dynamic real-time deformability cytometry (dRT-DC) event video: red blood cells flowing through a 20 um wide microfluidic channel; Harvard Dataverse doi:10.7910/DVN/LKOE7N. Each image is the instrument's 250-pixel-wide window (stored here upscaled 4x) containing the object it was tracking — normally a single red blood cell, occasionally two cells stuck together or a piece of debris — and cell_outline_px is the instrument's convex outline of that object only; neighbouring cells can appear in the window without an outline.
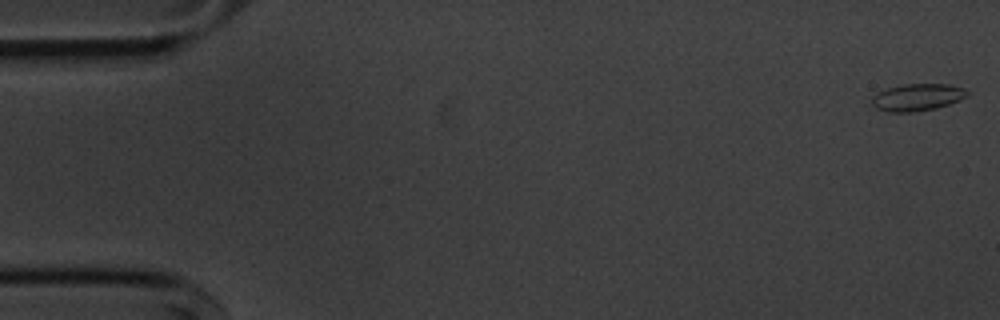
{"species": "common noctule bat (a hibernating species)", "species_latin": "Nyctalus noctula", "temperature_condition": "cold", "stored_images_in_passage": 55, "camera_frame_rate_fps": 3000, "um_per_image_px": 0.085, "animal": {"sex": "male", "body_mass_g": 20.1, "forearm_length_mm": 53.5}, "frame": {"image": 1, "passage_image": 1, "time_ms": 0.0, "image_size_px": [1000, 320], "cell_outline_px": [[968, 96], [960, 100], [936, 108], [912, 112], [888, 112], [876, 108], [872, 104], [872, 96], [888, 88], [904, 84], [948, 84], [964, 88], [968, 92]], "centroid_in_image_um": [77.99, 8.27], "position_along_channel_um": 7.0, "area_um2": 14.97}}
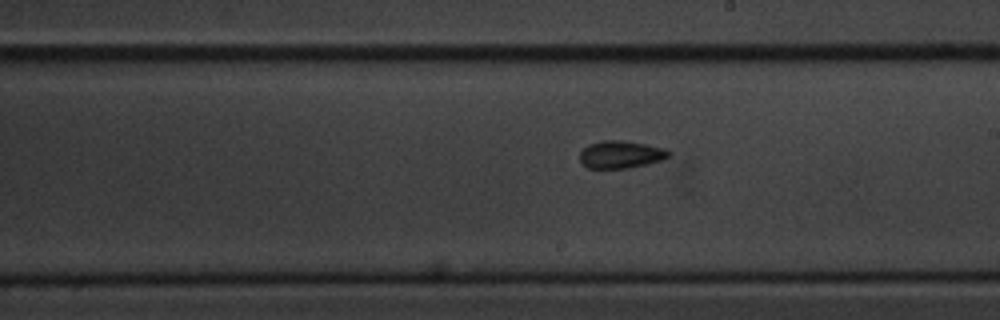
{"frame": {"image": 2, "passage_image": 31, "time_ms": 10.0, "image_size_px": [1000, 320], "cell_outline_px": [[672, 152], [668, 156], [660, 160], [648, 164], [628, 168], [588, 168], [580, 160], [580, 152], [588, 144], [604, 140], [624, 140], [648, 144], [668, 148]], "centroid_in_image_um": [52.81, 13.11], "position_along_channel_um": 236.2, "area_um2": 14.39}}
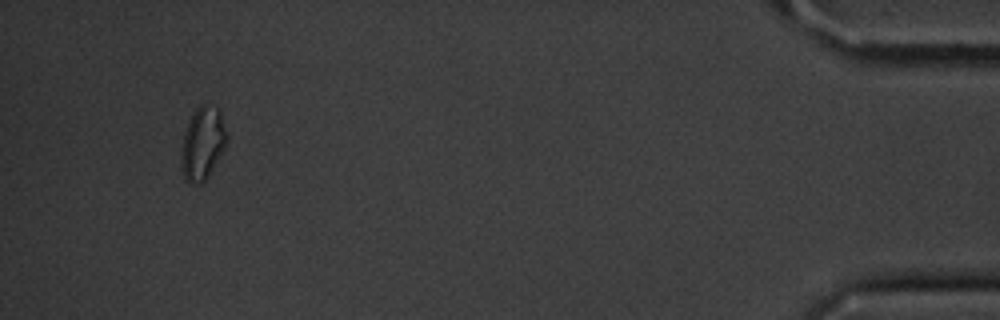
{"frame": {"image": 3, "passage_image": 52, "time_ms": 17.0, "image_size_px": [1000, 320], "cell_outline_px": [[228, 140], [220, 156], [208, 176], [200, 184], [188, 184], [184, 180], [180, 164], [180, 148], [184, 132], [196, 108], [200, 104], [204, 104], [216, 108], [220, 112], [228, 136]], "centroid_in_image_um": [17.19, 12.24], "position_along_channel_um": 418.0, "area_um2": 19.48}, "authors_computed_cell_mechanics": {"area_um2": 14.3922, "velocity_mm_per_s": 3.6353, "shape_relaxation_time_tau1_ms": 3.8202, "shape_relaxation_time_tau2_ms": 4.9421, "deformation_change_tau1": 0.0708, "deformation_change_tau2": 0.0944}}